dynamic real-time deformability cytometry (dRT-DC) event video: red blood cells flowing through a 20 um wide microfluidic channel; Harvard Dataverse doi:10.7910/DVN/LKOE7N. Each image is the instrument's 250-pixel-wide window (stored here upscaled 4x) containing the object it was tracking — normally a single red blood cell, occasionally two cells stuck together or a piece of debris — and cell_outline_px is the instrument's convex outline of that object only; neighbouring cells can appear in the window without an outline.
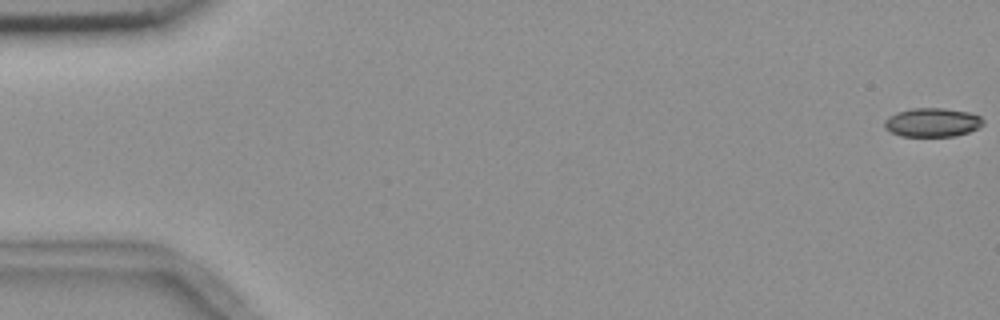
{"species": "common noctule bat (a hibernating species)", "species_latin": "Nyctalus noctula", "temperature_condition": "room temperature", "stored_images_in_passage": 18, "camera_frame_rate_fps": 3000, "um_per_image_px": 0.085, "animal": {"sex": "female", "body_mass_g": 18.4}, "frame": {"image": 1, "passage_image": 1, "time_ms": 0.0, "image_size_px": [1000, 320], "cell_outline_px": [[984, 124], [968, 132], [956, 136], [900, 136], [884, 128], [884, 120], [888, 116], [896, 112], [912, 108], [944, 108], [968, 112], [980, 116], [984, 120]], "centroid_in_image_um": [79.22, 10.4], "position_along_channel_um": 5.8, "area_um2": 16.65}}
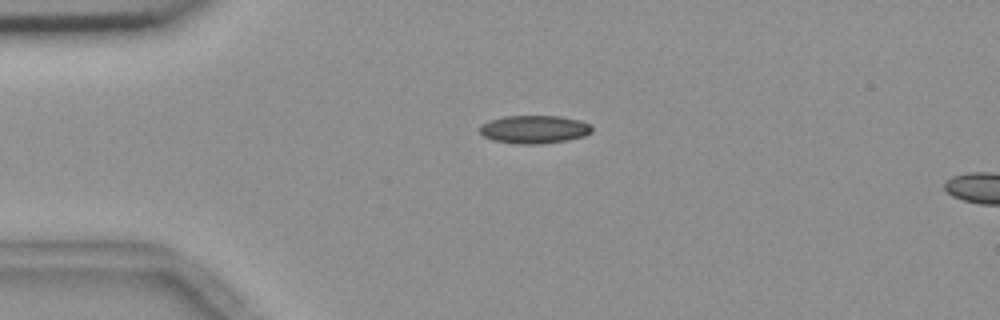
{"frame": {"image": 2, "passage_image": 14, "time_ms": 4.333, "image_size_px": [1000, 320], "cell_outline_px": [[592, 132], [584, 136], [568, 140], [540, 144], [516, 144], [492, 140], [484, 136], [480, 132], [480, 124], [488, 120], [504, 116], [560, 116], [580, 120], [592, 124]], "centroid_in_image_um": [45.41, 10.99], "position_along_channel_um": 39.6, "area_um2": 18.61}}